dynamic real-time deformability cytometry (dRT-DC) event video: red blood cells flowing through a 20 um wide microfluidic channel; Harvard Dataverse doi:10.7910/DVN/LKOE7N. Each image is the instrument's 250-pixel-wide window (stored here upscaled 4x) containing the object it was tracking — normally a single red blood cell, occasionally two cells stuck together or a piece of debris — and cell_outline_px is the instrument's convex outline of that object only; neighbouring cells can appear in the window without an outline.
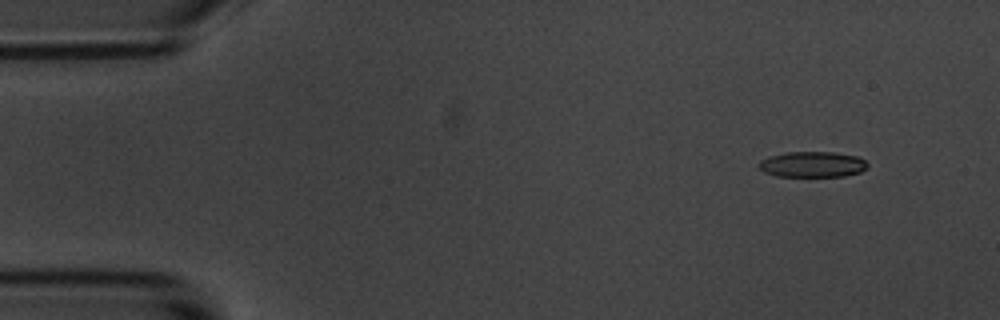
{"species": "common noctule bat (a hibernating species)", "species_latin": "Nyctalus noctula", "temperature_condition": "room temperature", "stored_images_in_passage": 4, "camera_frame_rate_fps": 3000, "um_per_image_px": 0.085, "animal": {"sex": "male", "body_mass_g": 20.1, "forearm_length_mm": 53.5}, "frame": {"image": 1, "passage_image": 1, "time_ms": 0.0, "image_size_px": [1000, 320], "cell_outline_px": [[868, 168], [860, 172], [844, 176], [776, 176], [764, 172], [756, 164], [760, 160], [768, 156], [788, 152], [832, 152], [856, 156], [864, 160], [868, 164]], "centroid_in_image_um": [69.03, 13.97], "position_along_channel_um": 16.0, "area_um2": 16.3}}
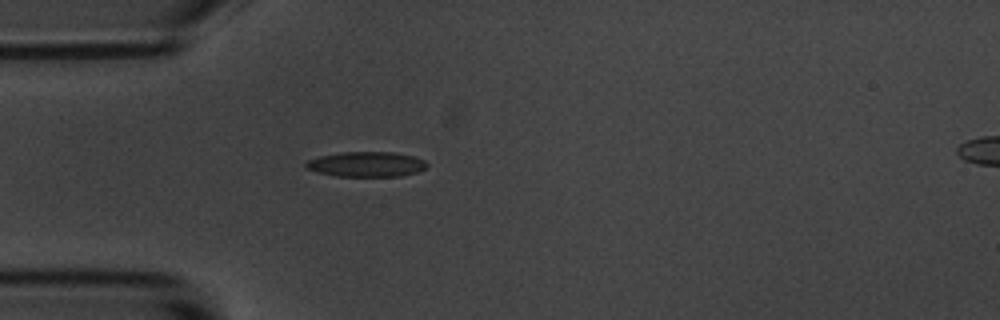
{"frame": {"image": 2, "passage_image": 4, "time_ms": 3.667, "image_size_px": [1000, 320], "cell_outline_px": [[428, 164], [424, 168], [416, 172], [400, 176], [336, 176], [316, 172], [304, 168], [304, 164], [308, 160], [320, 156], [340, 152], [396, 152], [412, 156], [424, 160]], "centroid_in_image_um": [31.1, 13.96], "position_along_channel_um": 53.9, "area_um2": 17.69}}